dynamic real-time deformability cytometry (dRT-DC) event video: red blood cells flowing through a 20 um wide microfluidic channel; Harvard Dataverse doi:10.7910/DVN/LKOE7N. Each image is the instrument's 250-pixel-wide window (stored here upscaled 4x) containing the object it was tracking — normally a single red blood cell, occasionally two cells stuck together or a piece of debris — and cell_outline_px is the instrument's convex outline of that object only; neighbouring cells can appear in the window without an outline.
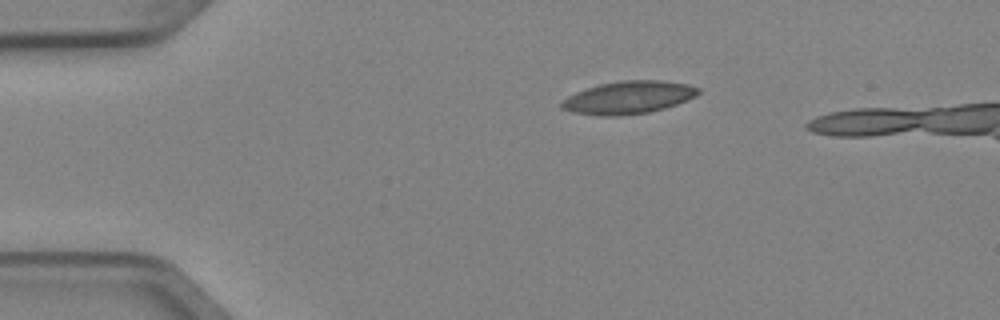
{"species": "Egyptian fruit bat (a non-hibernating species)", "species_latin": "Rousettus aegyptiacus", "temperature_condition": "cold", "stored_images_in_passage": 3, "camera_frame_rate_fps": 3000, "um_per_image_px": 0.085, "animal": {"sex": "female"}, "frame": {"image": 1, "passage_image": 3, "time_ms": 0.667, "image_size_px": [1000, 320], "cell_outline_px": [[700, 92], [696, 96], [676, 104], [664, 108], [648, 112], [616, 116], [600, 116], [576, 112], [560, 108], [560, 104], [568, 96], [576, 92], [596, 84], [620, 80], [660, 80], [688, 84], [700, 88]], "centroid_in_image_um": [53.42, 8.27], "position_along_channel_um": 31.6, "area_um2": 26.01}}